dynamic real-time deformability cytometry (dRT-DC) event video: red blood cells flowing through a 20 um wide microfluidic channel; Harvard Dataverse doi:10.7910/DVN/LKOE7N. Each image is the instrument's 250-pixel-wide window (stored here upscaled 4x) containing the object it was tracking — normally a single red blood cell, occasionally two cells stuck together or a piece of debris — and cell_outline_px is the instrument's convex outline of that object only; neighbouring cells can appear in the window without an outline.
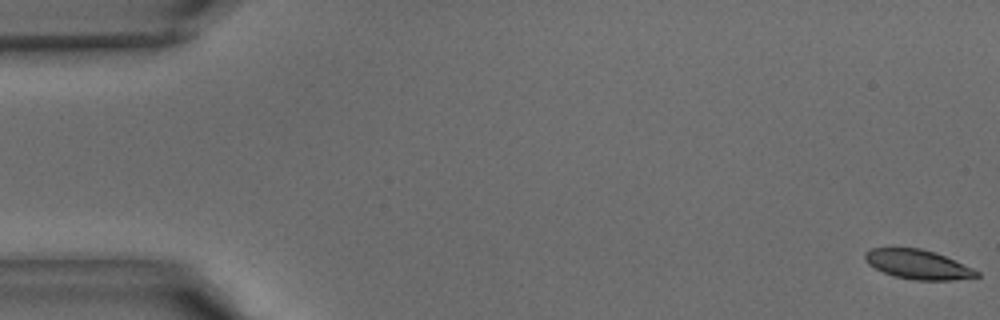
{"species": "common noctule bat (a hibernating species)", "species_latin": "Nyctalus noctula", "temperature_condition": "warm", "stored_images_in_passage": 42, "camera_frame_rate_fps": 3000, "um_per_image_px": 0.085, "animal": {"sex": "male", "body_mass_g": 15.6}, "frame": {"image": 1, "passage_image": 1, "time_ms": 0.0, "image_size_px": [1000, 320], "cell_outline_px": [[980, 276], [952, 280], [916, 280], [896, 276], [884, 272], [868, 264], [864, 260], [864, 252], [872, 248], [920, 248], [936, 252], [972, 268], [980, 272]], "centroid_in_image_um": [78.01, 22.47], "position_along_channel_um": 7.0, "area_um2": 18.96}}
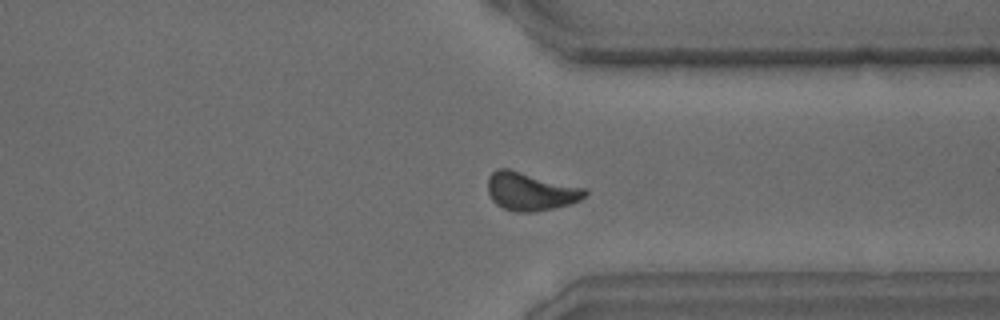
{"frame": {"image": 2, "passage_image": 32, "time_ms": 10.333, "image_size_px": [1000, 320], "cell_outline_px": [[588, 192], [580, 200], [572, 204], [536, 212], [516, 212], [504, 208], [496, 204], [492, 200], [488, 192], [488, 176], [496, 168], [508, 168], [584, 188]], "centroid_in_image_um": [45.07, 16.27], "position_along_channel_um": 366.3, "area_um2": 21.62}}
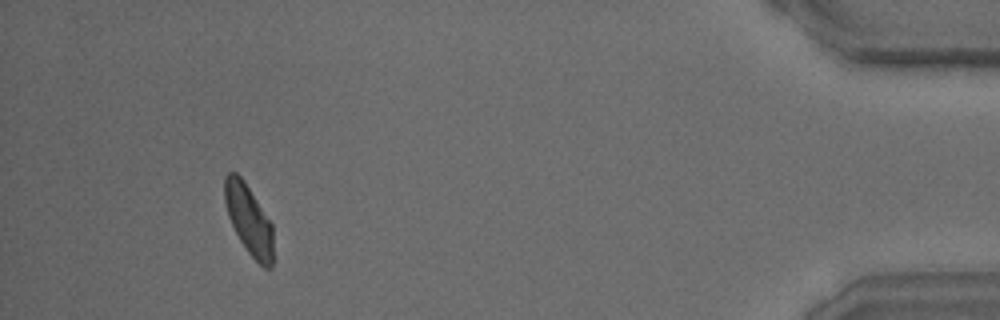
{"frame": {"image": 3, "passage_image": 39, "time_ms": 12.667, "image_size_px": [1000, 320], "cell_outline_px": [[272, 268], [264, 268], [248, 252], [240, 240], [228, 216], [224, 200], [224, 176], [228, 172], [236, 172], [244, 180], [272, 224]], "centroid_in_image_um": [21.13, 18.63], "position_along_channel_um": 414.1, "area_um2": 19.54}}